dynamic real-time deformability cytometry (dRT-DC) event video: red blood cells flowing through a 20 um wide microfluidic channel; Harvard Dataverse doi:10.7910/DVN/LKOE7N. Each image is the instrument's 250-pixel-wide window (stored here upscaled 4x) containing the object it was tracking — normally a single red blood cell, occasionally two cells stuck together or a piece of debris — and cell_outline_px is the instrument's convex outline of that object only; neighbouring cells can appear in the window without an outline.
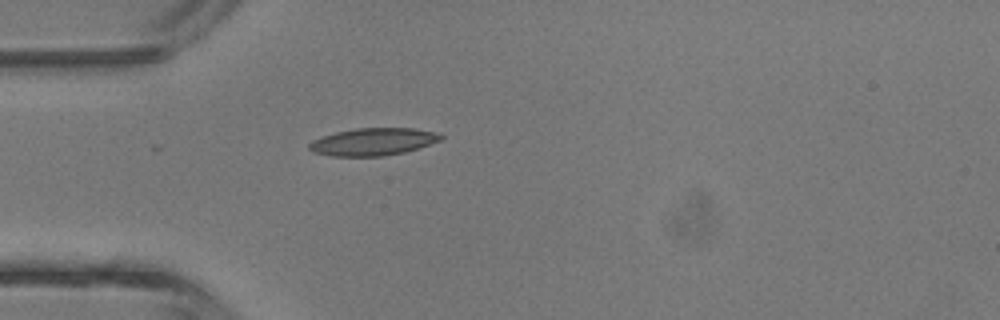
{"species": "common noctule bat (a hibernating species)", "species_latin": "Nyctalus noctula", "temperature_condition": "room temperature", "stored_images_in_passage": 1, "camera_frame_rate_fps": 3000, "um_per_image_px": 0.085, "animal": {"sex": "male", "body_mass_g": 13.3}, "frame": {"image": 1, "passage_image": 1, "time_ms": 0.0, "image_size_px": [1000, 320], "cell_outline_px": [[444, 136], [440, 140], [404, 152], [384, 156], [332, 156], [312, 152], [308, 148], [308, 144], [312, 140], [320, 136], [336, 132], [356, 128], [412, 128], [432, 132]], "centroid_in_image_um": [31.62, 12.05], "position_along_channel_um": 53.4, "area_um2": 20.87}}